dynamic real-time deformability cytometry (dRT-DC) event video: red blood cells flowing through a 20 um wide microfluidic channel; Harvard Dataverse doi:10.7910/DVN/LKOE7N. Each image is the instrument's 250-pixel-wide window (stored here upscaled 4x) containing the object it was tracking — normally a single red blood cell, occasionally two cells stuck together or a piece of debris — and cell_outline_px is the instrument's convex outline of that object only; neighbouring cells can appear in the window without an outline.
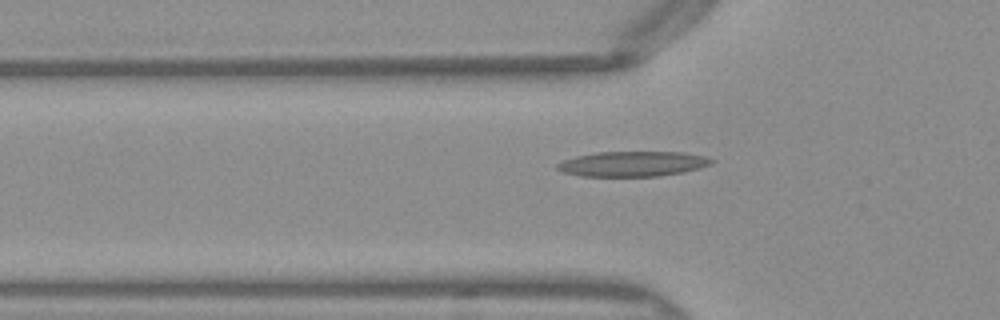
{"species": "Egyptian fruit bat (a non-hibernating species)", "species_latin": "Rousettus aegyptiacus", "temperature_condition": "warm", "stored_images_in_passage": 48, "camera_frame_rate_fps": 3000, "um_per_image_px": 0.085, "frame": {"image": 1, "passage_image": 17, "time_ms": 5.333, "image_size_px": [1000, 320], "cell_outline_px": [[716, 160], [712, 164], [700, 168], [684, 172], [656, 176], [580, 176], [564, 172], [556, 168], [556, 164], [564, 160], [576, 156], [596, 152], [684, 152], [704, 156]], "centroid_in_image_um": [53.8, 13.92], "position_along_channel_um": 72.0, "area_um2": 22.6}}
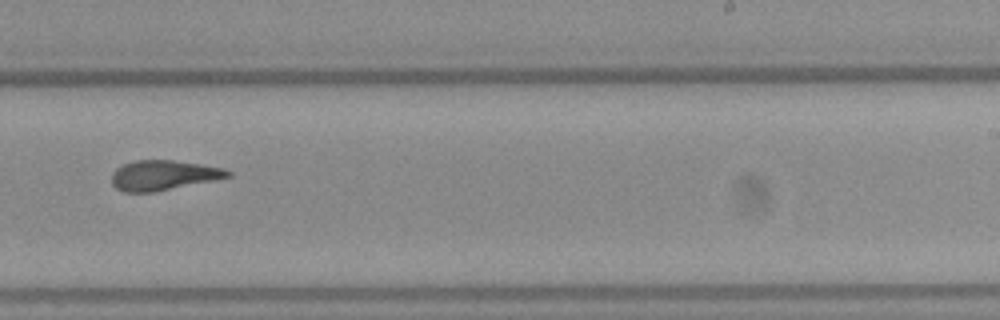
{"frame": {"image": 2, "passage_image": 32, "time_ms": 10.333, "image_size_px": [1000, 320], "cell_outline_px": [[232, 176], [152, 192], [124, 192], [116, 188], [112, 184], [112, 172], [116, 168], [124, 164], [136, 160], [172, 160], [200, 164], [224, 168], [232, 172]], "centroid_in_image_um": [13.86, 14.89], "position_along_channel_um": 275.1, "area_um2": 20.0}}
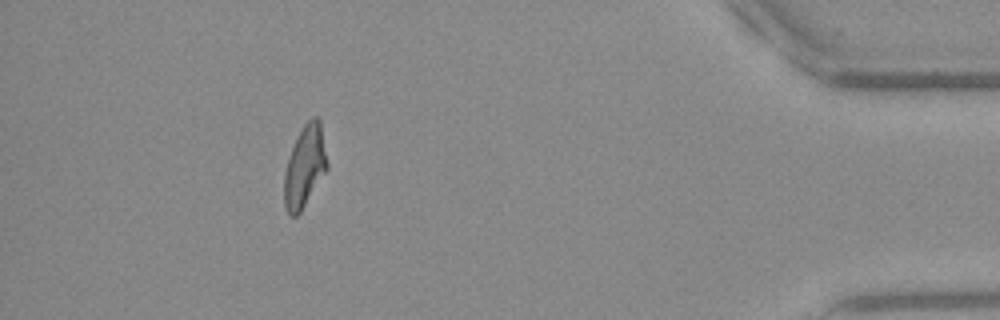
{"frame": {"image": 3, "passage_image": 46, "time_ms": 15.0, "image_size_px": [1000, 320], "cell_outline_px": [[328, 168], [300, 212], [296, 216], [288, 216], [284, 208], [284, 172], [288, 156], [304, 124], [312, 116], [316, 116], [320, 120], [328, 164]], "centroid_in_image_um": [25.89, 14.17], "position_along_channel_um": 409.3, "area_um2": 20.4}}